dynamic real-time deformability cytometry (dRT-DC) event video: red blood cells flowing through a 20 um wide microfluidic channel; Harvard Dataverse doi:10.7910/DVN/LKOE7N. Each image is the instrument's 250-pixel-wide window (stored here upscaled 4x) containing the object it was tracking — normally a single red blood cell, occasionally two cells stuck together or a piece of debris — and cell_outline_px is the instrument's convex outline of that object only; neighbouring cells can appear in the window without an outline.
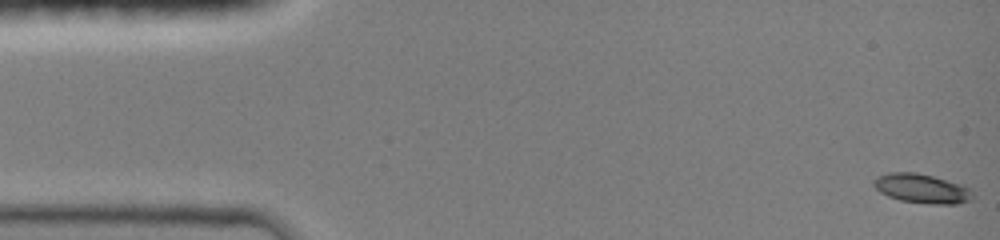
{"species": "common noctule bat (a hibernating species)", "species_latin": "Nyctalus noctula", "temperature_condition": "room temperature", "stored_images_in_passage": 17, "camera_frame_rate_fps": 3000, "um_per_image_px": 0.085, "animal": {"sex": "female", "body_mass_g": 19.0, "forearm_length_mm": 51.5}, "frame": {"image": 1, "passage_image": 1, "time_ms": 0.0, "image_size_px": [1000, 240], "cell_outline_px": [[972, 196], [968, 200], [956, 204], [932, 204], [900, 200], [888, 196], [880, 192], [872, 184], [880, 176], [892, 172], [912, 172], [932, 176], [968, 188]], "centroid_in_image_um": [78.3, 16.04], "position_along_channel_um": 6.7, "area_um2": 16.18}}
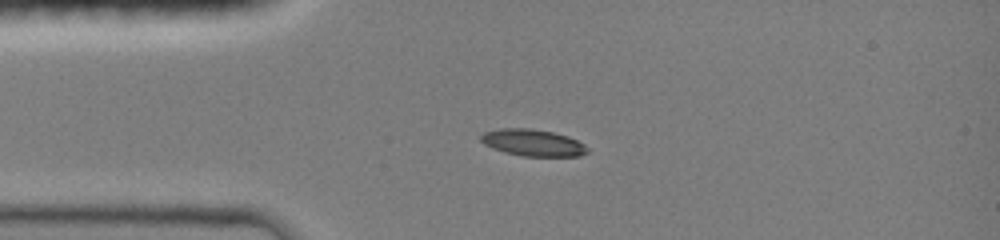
{"frame": {"image": 2, "passage_image": 11, "time_ms": 3.333, "image_size_px": [1000, 240], "cell_outline_px": [[588, 152], [580, 156], [524, 156], [504, 152], [492, 148], [484, 144], [480, 140], [480, 136], [484, 132], [500, 128], [528, 128], [552, 132], [568, 136], [584, 144], [588, 148]], "centroid_in_image_um": [45.28, 12.13], "position_along_channel_um": 39.7, "area_um2": 16.59}}